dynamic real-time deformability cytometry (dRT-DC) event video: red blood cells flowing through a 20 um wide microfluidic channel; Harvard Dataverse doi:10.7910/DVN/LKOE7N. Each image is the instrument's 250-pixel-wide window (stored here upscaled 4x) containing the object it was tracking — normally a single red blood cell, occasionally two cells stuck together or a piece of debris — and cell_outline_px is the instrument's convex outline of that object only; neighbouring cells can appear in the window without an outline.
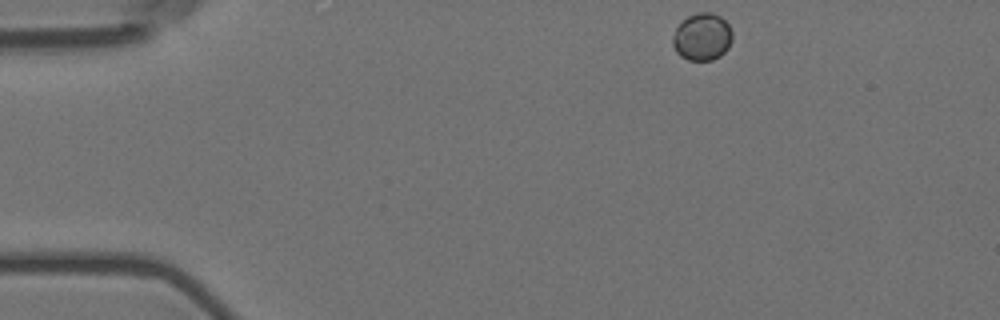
{"species": "Egyptian fruit bat (a non-hibernating species)", "species_latin": "Rousettus aegyptiacus", "temperature_condition": "room temperature", "stored_images_in_passage": 50, "camera_frame_rate_fps": 3000, "um_per_image_px": 0.085, "animal": {"sex": "female"}, "frame": {"image": 1, "passage_image": 1, "time_ms": 0.0, "image_size_px": [1000, 320], "cell_outline_px": [[732, 40], [728, 48], [720, 56], [712, 60], [688, 60], [680, 56], [676, 52], [672, 44], [672, 36], [676, 28], [688, 16], [696, 12], [712, 12], [720, 16], [728, 24], [732, 32]], "centroid_in_image_um": [59.68, 3.13], "position_along_channel_um": 25.3, "area_um2": 16.53}}
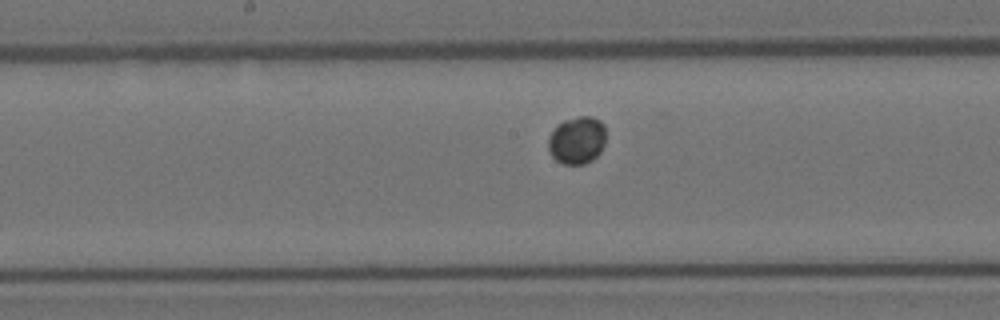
{"frame": {"image": 2, "passage_image": 22, "time_ms": 7.0, "image_size_px": [1000, 320], "cell_outline_px": [[604, 144], [600, 152], [592, 160], [584, 164], [564, 164], [556, 160], [552, 156], [548, 148], [548, 136], [556, 124], [564, 120], [580, 116], [592, 116], [600, 120], [604, 124]], "centroid_in_image_um": [49.02, 11.9], "position_along_channel_um": 199.2, "area_um2": 16.07}}
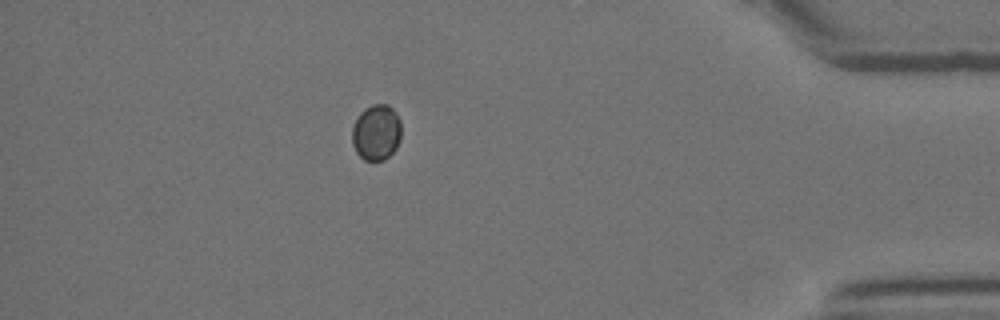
{"frame": {"image": 3, "passage_image": 43, "time_ms": 14.0, "image_size_px": [1000, 320], "cell_outline_px": [[400, 140], [396, 148], [384, 160], [364, 160], [356, 152], [352, 144], [352, 128], [360, 112], [364, 108], [372, 104], [388, 104], [396, 112], [400, 120]], "centroid_in_image_um": [31.98, 11.24], "position_along_channel_um": 403.2, "area_um2": 16.07}}